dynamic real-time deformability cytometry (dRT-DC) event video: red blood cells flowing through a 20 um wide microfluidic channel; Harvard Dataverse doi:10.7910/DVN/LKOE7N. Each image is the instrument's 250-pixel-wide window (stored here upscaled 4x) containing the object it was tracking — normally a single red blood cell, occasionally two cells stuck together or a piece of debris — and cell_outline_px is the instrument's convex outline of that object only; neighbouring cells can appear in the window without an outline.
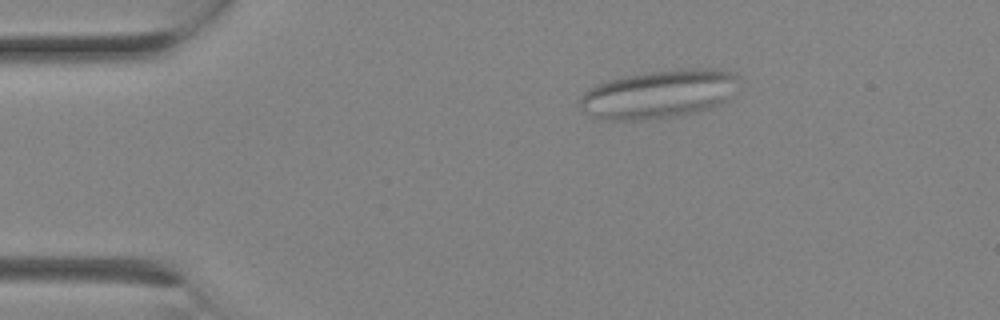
{"species": "Egyptian fruit bat (a non-hibernating species)", "species_latin": "Rousettus aegyptiacus", "temperature_condition": "room temperature", "stored_images_in_passage": 2, "camera_frame_rate_fps": 3000, "um_per_image_px": 0.085, "animal": {"sex": "female"}, "frame": {"image": 1, "passage_image": 2, "time_ms": 0.333, "image_size_px": [1000, 320], "cell_outline_px": [[740, 80], [732, 96], [724, 104], [712, 108], [680, 116], [636, 120], [604, 120], [592, 116], [584, 112], [580, 108], [580, 96], [588, 88], [596, 84], [608, 80], [624, 76], [648, 72], [692, 68], [720, 68], [736, 72], [740, 76]], "centroid_in_image_um": [56.08, 7.99], "position_along_channel_um": 28.9, "area_um2": 45.72}}